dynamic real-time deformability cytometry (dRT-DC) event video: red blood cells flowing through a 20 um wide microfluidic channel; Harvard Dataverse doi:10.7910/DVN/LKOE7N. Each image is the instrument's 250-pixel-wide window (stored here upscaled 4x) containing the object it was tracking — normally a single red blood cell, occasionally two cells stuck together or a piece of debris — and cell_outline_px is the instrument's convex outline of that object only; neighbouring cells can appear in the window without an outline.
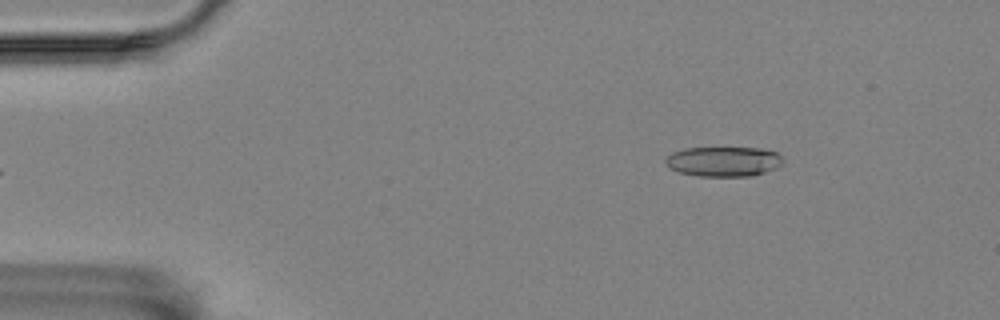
{"species": "Egyptian fruit bat (a non-hibernating species)", "species_latin": "Rousettus aegyptiacus", "temperature_condition": "room temperature", "stored_images_in_passage": 5, "camera_frame_rate_fps": 3000, "um_per_image_px": 0.085, "animal": {"sex": "female"}, "frame": {"image": 1, "passage_image": 5, "time_ms": 5.667, "image_size_px": [1000, 320], "cell_outline_px": [[784, 160], [776, 168], [752, 176], [700, 176], [680, 172], [668, 168], [664, 160], [672, 152], [684, 148], [760, 148], [776, 152]], "centroid_in_image_um": [61.48, 13.72], "position_along_channel_um": 23.5, "area_um2": 20.4}}